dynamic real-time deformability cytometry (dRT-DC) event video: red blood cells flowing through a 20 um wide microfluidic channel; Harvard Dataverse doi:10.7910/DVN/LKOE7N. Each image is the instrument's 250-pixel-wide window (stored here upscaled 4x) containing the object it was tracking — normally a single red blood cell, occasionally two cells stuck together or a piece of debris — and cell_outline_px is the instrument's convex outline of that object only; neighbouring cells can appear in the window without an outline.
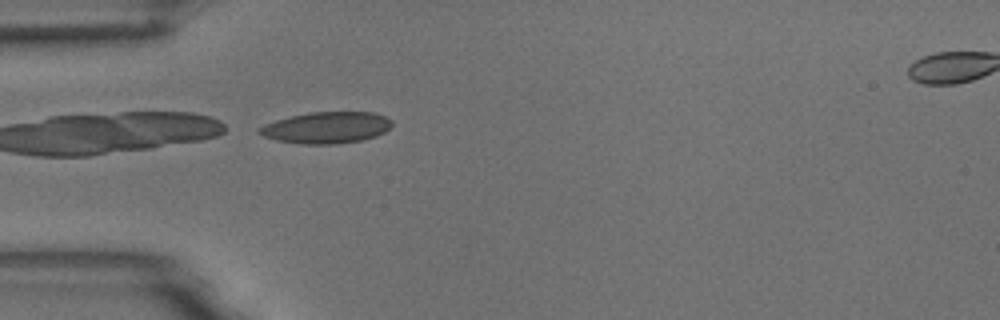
{"species": "common noctule bat (a hibernating species)", "species_latin": "Nyctalus noctula", "temperature_condition": "room temperature", "stored_images_in_passage": 6, "segment_of_instrument_passage": [1, 2], "camera_frame_rate_fps": 3000, "um_per_image_px": 0.085, "animal": {"sex": "male", "body_mass_g": 18.8}, "frame": {"image": 1, "passage_image": 5, "time_ms": 1.333, "image_size_px": [1000, 320], "cell_outline_px": [[392, 124], [384, 132], [376, 136], [364, 140], [336, 144], [300, 144], [276, 140], [264, 136], [256, 132], [256, 128], [264, 124], [288, 116], [308, 112], [372, 112], [384, 116], [392, 120]], "centroid_in_image_um": [27.71, 10.85], "position_along_channel_um": 57.3, "area_um2": 24.57}}